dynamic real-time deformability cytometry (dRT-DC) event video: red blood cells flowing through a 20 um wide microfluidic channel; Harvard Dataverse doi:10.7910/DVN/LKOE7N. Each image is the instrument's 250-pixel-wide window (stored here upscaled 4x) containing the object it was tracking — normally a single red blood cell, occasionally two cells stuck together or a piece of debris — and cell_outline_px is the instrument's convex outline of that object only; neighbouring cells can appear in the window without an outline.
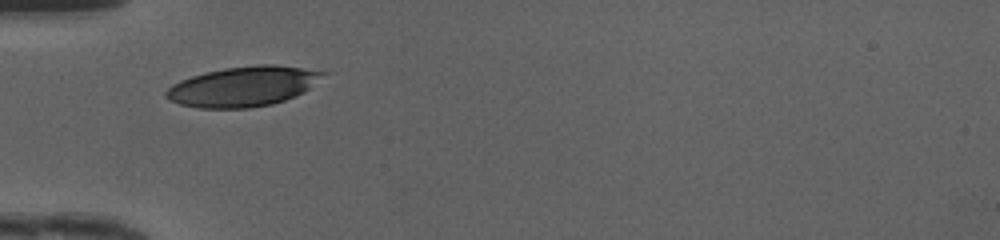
{"species": "human", "species_latin": "Homo sapiens", "temperature_condition": "cold", "stored_images_in_passage": 26, "camera_frame_rate_fps": 3000, "um_per_image_px": 0.085, "donor": {"sex": "female"}, "frame": {"image": 1, "passage_image": 1, "time_ms": 0.0, "image_size_px": [1000, 240], "cell_outline_px": [[328, 72], [304, 92], [296, 96], [272, 104], [248, 108], [200, 108], [180, 104], [168, 100], [164, 96], [164, 92], [172, 84], [180, 80], [204, 72], [224, 68], [260, 64], [276, 64]], "centroid_in_image_um": [20.64, 7.34], "position_along_channel_um": 64.4, "area_um2": 36.59}}
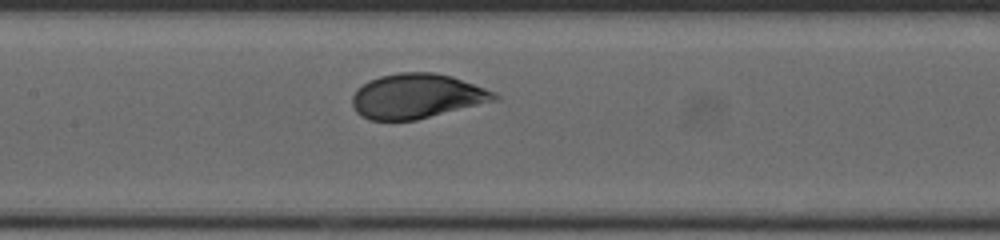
{"frame": {"image": 2, "passage_image": 9, "time_ms": 2.667, "image_size_px": [1000, 240], "cell_outline_px": [[500, 100], [416, 120], [368, 120], [360, 116], [356, 112], [352, 104], [352, 96], [356, 88], [368, 80], [380, 76], [400, 72], [436, 72], [452, 76], [496, 92], [500, 96]], "centroid_in_image_um": [35.44, 8.17], "position_along_channel_um": 172.0, "area_um2": 37.51}}
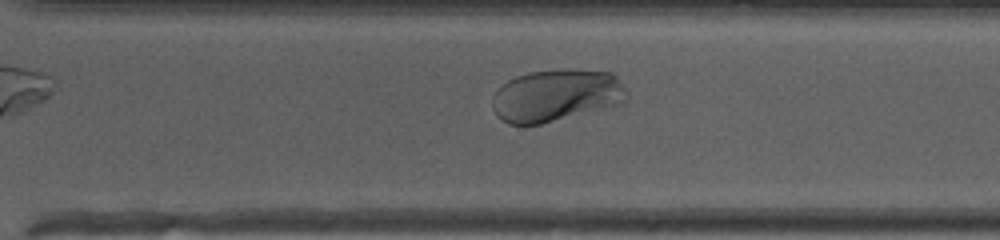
{"frame": {"image": 3, "passage_image": 20, "time_ms": 6.333, "image_size_px": [1000, 240], "cell_outline_px": [[628, 100], [620, 104], [540, 124], [508, 124], [496, 116], [492, 108], [492, 96], [508, 80], [516, 76], [528, 72], [564, 68], [568, 68], [612, 72], [624, 84], [628, 92]], "centroid_in_image_um": [47.3, 8.09], "position_along_channel_um": 323.3, "area_um2": 41.27}, "authors_computed_cell_mechanics": {"area_um2": 37.8879, "velocity_mm_per_s": 4.1448, "shape_relaxation_time_tau1_ms": 2.3417, "shape_relaxation_time_tau2_ms": null, "deformation_change_tau1": 0.1357, "deformation_change_tau2": null}}